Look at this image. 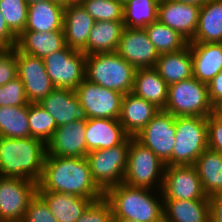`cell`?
Segmentation results:
<instances>
[{
	"mask_svg": "<svg viewBox=\"0 0 222 222\" xmlns=\"http://www.w3.org/2000/svg\"><path fill=\"white\" fill-rule=\"evenodd\" d=\"M37 191L72 194L93 201L104 197L92 179L86 157L46 155Z\"/></svg>",
	"mask_w": 222,
	"mask_h": 222,
	"instance_id": "6da1fadb",
	"label": "cell"
},
{
	"mask_svg": "<svg viewBox=\"0 0 222 222\" xmlns=\"http://www.w3.org/2000/svg\"><path fill=\"white\" fill-rule=\"evenodd\" d=\"M46 154V143L38 138L0 137V176L38 183Z\"/></svg>",
	"mask_w": 222,
	"mask_h": 222,
	"instance_id": "7a4b0ae2",
	"label": "cell"
},
{
	"mask_svg": "<svg viewBox=\"0 0 222 222\" xmlns=\"http://www.w3.org/2000/svg\"><path fill=\"white\" fill-rule=\"evenodd\" d=\"M151 189L121 183L109 188L104 198L110 203L114 219L138 222H164L163 204L150 193Z\"/></svg>",
	"mask_w": 222,
	"mask_h": 222,
	"instance_id": "3957f363",
	"label": "cell"
},
{
	"mask_svg": "<svg viewBox=\"0 0 222 222\" xmlns=\"http://www.w3.org/2000/svg\"><path fill=\"white\" fill-rule=\"evenodd\" d=\"M136 70L117 52L86 55L85 79L123 95L132 92Z\"/></svg>",
	"mask_w": 222,
	"mask_h": 222,
	"instance_id": "277c9868",
	"label": "cell"
},
{
	"mask_svg": "<svg viewBox=\"0 0 222 222\" xmlns=\"http://www.w3.org/2000/svg\"><path fill=\"white\" fill-rule=\"evenodd\" d=\"M175 144L165 166L194 165L208 147L207 117H175Z\"/></svg>",
	"mask_w": 222,
	"mask_h": 222,
	"instance_id": "5b68a950",
	"label": "cell"
},
{
	"mask_svg": "<svg viewBox=\"0 0 222 222\" xmlns=\"http://www.w3.org/2000/svg\"><path fill=\"white\" fill-rule=\"evenodd\" d=\"M164 111L175 117H208L213 114L208 85L194 77L169 85Z\"/></svg>",
	"mask_w": 222,
	"mask_h": 222,
	"instance_id": "8992f818",
	"label": "cell"
},
{
	"mask_svg": "<svg viewBox=\"0 0 222 222\" xmlns=\"http://www.w3.org/2000/svg\"><path fill=\"white\" fill-rule=\"evenodd\" d=\"M129 146L130 136L117 146L94 150L86 155L92 179L103 193L123 183Z\"/></svg>",
	"mask_w": 222,
	"mask_h": 222,
	"instance_id": "52a82bcc",
	"label": "cell"
},
{
	"mask_svg": "<svg viewBox=\"0 0 222 222\" xmlns=\"http://www.w3.org/2000/svg\"><path fill=\"white\" fill-rule=\"evenodd\" d=\"M164 170L165 164L157 155L135 137H130L123 183L132 187L152 189L153 185L155 186L154 182L156 181L157 183V180H161L158 182V184L160 183L159 188L161 189Z\"/></svg>",
	"mask_w": 222,
	"mask_h": 222,
	"instance_id": "ba28073f",
	"label": "cell"
},
{
	"mask_svg": "<svg viewBox=\"0 0 222 222\" xmlns=\"http://www.w3.org/2000/svg\"><path fill=\"white\" fill-rule=\"evenodd\" d=\"M46 71L55 88L74 90L85 79L86 55L66 45L43 58Z\"/></svg>",
	"mask_w": 222,
	"mask_h": 222,
	"instance_id": "9c48e42d",
	"label": "cell"
},
{
	"mask_svg": "<svg viewBox=\"0 0 222 222\" xmlns=\"http://www.w3.org/2000/svg\"><path fill=\"white\" fill-rule=\"evenodd\" d=\"M37 183L21 178L0 177V222H22Z\"/></svg>",
	"mask_w": 222,
	"mask_h": 222,
	"instance_id": "30bf717a",
	"label": "cell"
},
{
	"mask_svg": "<svg viewBox=\"0 0 222 222\" xmlns=\"http://www.w3.org/2000/svg\"><path fill=\"white\" fill-rule=\"evenodd\" d=\"M163 200H209L194 165L165 166Z\"/></svg>",
	"mask_w": 222,
	"mask_h": 222,
	"instance_id": "8fae6325",
	"label": "cell"
},
{
	"mask_svg": "<svg viewBox=\"0 0 222 222\" xmlns=\"http://www.w3.org/2000/svg\"><path fill=\"white\" fill-rule=\"evenodd\" d=\"M81 106L86 110L89 119H118L123 94L104 88L86 79L75 89Z\"/></svg>",
	"mask_w": 222,
	"mask_h": 222,
	"instance_id": "7c38bea8",
	"label": "cell"
},
{
	"mask_svg": "<svg viewBox=\"0 0 222 222\" xmlns=\"http://www.w3.org/2000/svg\"><path fill=\"white\" fill-rule=\"evenodd\" d=\"M17 76L24 85L29 103H40L55 88L42 58L21 52L15 46Z\"/></svg>",
	"mask_w": 222,
	"mask_h": 222,
	"instance_id": "4fadbf2b",
	"label": "cell"
},
{
	"mask_svg": "<svg viewBox=\"0 0 222 222\" xmlns=\"http://www.w3.org/2000/svg\"><path fill=\"white\" fill-rule=\"evenodd\" d=\"M175 132V116L159 110L135 138L165 164L172 156Z\"/></svg>",
	"mask_w": 222,
	"mask_h": 222,
	"instance_id": "5bb4252c",
	"label": "cell"
},
{
	"mask_svg": "<svg viewBox=\"0 0 222 222\" xmlns=\"http://www.w3.org/2000/svg\"><path fill=\"white\" fill-rule=\"evenodd\" d=\"M116 52L136 69L155 67L160 55L144 28L125 27Z\"/></svg>",
	"mask_w": 222,
	"mask_h": 222,
	"instance_id": "9a60e30c",
	"label": "cell"
},
{
	"mask_svg": "<svg viewBox=\"0 0 222 222\" xmlns=\"http://www.w3.org/2000/svg\"><path fill=\"white\" fill-rule=\"evenodd\" d=\"M86 121L75 120L57 127L46 143L47 154L83 158L89 153L86 144Z\"/></svg>",
	"mask_w": 222,
	"mask_h": 222,
	"instance_id": "2e32d148",
	"label": "cell"
},
{
	"mask_svg": "<svg viewBox=\"0 0 222 222\" xmlns=\"http://www.w3.org/2000/svg\"><path fill=\"white\" fill-rule=\"evenodd\" d=\"M199 11L200 6L164 0L158 4V20L190 42L198 27Z\"/></svg>",
	"mask_w": 222,
	"mask_h": 222,
	"instance_id": "e0dca14e",
	"label": "cell"
},
{
	"mask_svg": "<svg viewBox=\"0 0 222 222\" xmlns=\"http://www.w3.org/2000/svg\"><path fill=\"white\" fill-rule=\"evenodd\" d=\"M40 105L52 116L57 127L75 120L89 119L74 90L54 88Z\"/></svg>",
	"mask_w": 222,
	"mask_h": 222,
	"instance_id": "ac0fdd59",
	"label": "cell"
},
{
	"mask_svg": "<svg viewBox=\"0 0 222 222\" xmlns=\"http://www.w3.org/2000/svg\"><path fill=\"white\" fill-rule=\"evenodd\" d=\"M160 109L132 92L123 95L118 121L125 133L136 137Z\"/></svg>",
	"mask_w": 222,
	"mask_h": 222,
	"instance_id": "d6986e66",
	"label": "cell"
},
{
	"mask_svg": "<svg viewBox=\"0 0 222 222\" xmlns=\"http://www.w3.org/2000/svg\"><path fill=\"white\" fill-rule=\"evenodd\" d=\"M95 20L86 12L80 3L64 7L63 31L65 43L75 50H83L87 46L88 36Z\"/></svg>",
	"mask_w": 222,
	"mask_h": 222,
	"instance_id": "ffe728a7",
	"label": "cell"
},
{
	"mask_svg": "<svg viewBox=\"0 0 222 222\" xmlns=\"http://www.w3.org/2000/svg\"><path fill=\"white\" fill-rule=\"evenodd\" d=\"M85 132L88 152L117 146L128 137L118 119H88Z\"/></svg>",
	"mask_w": 222,
	"mask_h": 222,
	"instance_id": "44dd1931",
	"label": "cell"
},
{
	"mask_svg": "<svg viewBox=\"0 0 222 222\" xmlns=\"http://www.w3.org/2000/svg\"><path fill=\"white\" fill-rule=\"evenodd\" d=\"M192 56L193 77L209 84L222 69V43H188Z\"/></svg>",
	"mask_w": 222,
	"mask_h": 222,
	"instance_id": "7402d4cb",
	"label": "cell"
},
{
	"mask_svg": "<svg viewBox=\"0 0 222 222\" xmlns=\"http://www.w3.org/2000/svg\"><path fill=\"white\" fill-rule=\"evenodd\" d=\"M58 222H76L93 202L92 199L72 194L37 191Z\"/></svg>",
	"mask_w": 222,
	"mask_h": 222,
	"instance_id": "603a6c76",
	"label": "cell"
},
{
	"mask_svg": "<svg viewBox=\"0 0 222 222\" xmlns=\"http://www.w3.org/2000/svg\"><path fill=\"white\" fill-rule=\"evenodd\" d=\"M169 85L153 68H138L135 73L132 93L154 104L160 110L166 107Z\"/></svg>",
	"mask_w": 222,
	"mask_h": 222,
	"instance_id": "cb8c5ba5",
	"label": "cell"
},
{
	"mask_svg": "<svg viewBox=\"0 0 222 222\" xmlns=\"http://www.w3.org/2000/svg\"><path fill=\"white\" fill-rule=\"evenodd\" d=\"M64 6L46 0L28 5V17L24 31H63Z\"/></svg>",
	"mask_w": 222,
	"mask_h": 222,
	"instance_id": "d4e9b609",
	"label": "cell"
},
{
	"mask_svg": "<svg viewBox=\"0 0 222 222\" xmlns=\"http://www.w3.org/2000/svg\"><path fill=\"white\" fill-rule=\"evenodd\" d=\"M65 46L64 31H23L18 36L16 44L21 52L42 59Z\"/></svg>",
	"mask_w": 222,
	"mask_h": 222,
	"instance_id": "484cf974",
	"label": "cell"
},
{
	"mask_svg": "<svg viewBox=\"0 0 222 222\" xmlns=\"http://www.w3.org/2000/svg\"><path fill=\"white\" fill-rule=\"evenodd\" d=\"M154 68L168 85L192 78L193 67L189 44L180 51L160 54Z\"/></svg>",
	"mask_w": 222,
	"mask_h": 222,
	"instance_id": "4316f807",
	"label": "cell"
},
{
	"mask_svg": "<svg viewBox=\"0 0 222 222\" xmlns=\"http://www.w3.org/2000/svg\"><path fill=\"white\" fill-rule=\"evenodd\" d=\"M164 222H210L209 200H162Z\"/></svg>",
	"mask_w": 222,
	"mask_h": 222,
	"instance_id": "83f0119b",
	"label": "cell"
},
{
	"mask_svg": "<svg viewBox=\"0 0 222 222\" xmlns=\"http://www.w3.org/2000/svg\"><path fill=\"white\" fill-rule=\"evenodd\" d=\"M188 43H222V0H208L200 7L198 27Z\"/></svg>",
	"mask_w": 222,
	"mask_h": 222,
	"instance_id": "f1b7e54d",
	"label": "cell"
},
{
	"mask_svg": "<svg viewBox=\"0 0 222 222\" xmlns=\"http://www.w3.org/2000/svg\"><path fill=\"white\" fill-rule=\"evenodd\" d=\"M124 28L123 21H96L82 52L85 55L116 52Z\"/></svg>",
	"mask_w": 222,
	"mask_h": 222,
	"instance_id": "f546056e",
	"label": "cell"
},
{
	"mask_svg": "<svg viewBox=\"0 0 222 222\" xmlns=\"http://www.w3.org/2000/svg\"><path fill=\"white\" fill-rule=\"evenodd\" d=\"M194 166L207 197L222 194V155L207 147Z\"/></svg>",
	"mask_w": 222,
	"mask_h": 222,
	"instance_id": "4dcf8cb0",
	"label": "cell"
},
{
	"mask_svg": "<svg viewBox=\"0 0 222 222\" xmlns=\"http://www.w3.org/2000/svg\"><path fill=\"white\" fill-rule=\"evenodd\" d=\"M0 137H30L28 104L0 107Z\"/></svg>",
	"mask_w": 222,
	"mask_h": 222,
	"instance_id": "1f68e13d",
	"label": "cell"
},
{
	"mask_svg": "<svg viewBox=\"0 0 222 222\" xmlns=\"http://www.w3.org/2000/svg\"><path fill=\"white\" fill-rule=\"evenodd\" d=\"M156 0H128L123 4V23L128 28H145L158 20Z\"/></svg>",
	"mask_w": 222,
	"mask_h": 222,
	"instance_id": "d6a6232c",
	"label": "cell"
},
{
	"mask_svg": "<svg viewBox=\"0 0 222 222\" xmlns=\"http://www.w3.org/2000/svg\"><path fill=\"white\" fill-rule=\"evenodd\" d=\"M144 29L159 54L177 52L188 45L185 38L159 20L147 25Z\"/></svg>",
	"mask_w": 222,
	"mask_h": 222,
	"instance_id": "836d02e7",
	"label": "cell"
},
{
	"mask_svg": "<svg viewBox=\"0 0 222 222\" xmlns=\"http://www.w3.org/2000/svg\"><path fill=\"white\" fill-rule=\"evenodd\" d=\"M30 137H35L47 143L53 136L57 125L52 116L40 103L28 104Z\"/></svg>",
	"mask_w": 222,
	"mask_h": 222,
	"instance_id": "e575fe53",
	"label": "cell"
},
{
	"mask_svg": "<svg viewBox=\"0 0 222 222\" xmlns=\"http://www.w3.org/2000/svg\"><path fill=\"white\" fill-rule=\"evenodd\" d=\"M86 12L96 21H123V4L118 0H81Z\"/></svg>",
	"mask_w": 222,
	"mask_h": 222,
	"instance_id": "d590c367",
	"label": "cell"
},
{
	"mask_svg": "<svg viewBox=\"0 0 222 222\" xmlns=\"http://www.w3.org/2000/svg\"><path fill=\"white\" fill-rule=\"evenodd\" d=\"M0 12L8 28L18 37L25 30L27 23V2L25 0H0Z\"/></svg>",
	"mask_w": 222,
	"mask_h": 222,
	"instance_id": "8d00e7d4",
	"label": "cell"
},
{
	"mask_svg": "<svg viewBox=\"0 0 222 222\" xmlns=\"http://www.w3.org/2000/svg\"><path fill=\"white\" fill-rule=\"evenodd\" d=\"M29 104L23 82L17 76L12 81L0 86L1 106H24Z\"/></svg>",
	"mask_w": 222,
	"mask_h": 222,
	"instance_id": "74e56055",
	"label": "cell"
},
{
	"mask_svg": "<svg viewBox=\"0 0 222 222\" xmlns=\"http://www.w3.org/2000/svg\"><path fill=\"white\" fill-rule=\"evenodd\" d=\"M76 222H114L110 203L104 197L93 201Z\"/></svg>",
	"mask_w": 222,
	"mask_h": 222,
	"instance_id": "f35d334b",
	"label": "cell"
},
{
	"mask_svg": "<svg viewBox=\"0 0 222 222\" xmlns=\"http://www.w3.org/2000/svg\"><path fill=\"white\" fill-rule=\"evenodd\" d=\"M22 222H58L46 202L36 193L30 200Z\"/></svg>",
	"mask_w": 222,
	"mask_h": 222,
	"instance_id": "ab89813d",
	"label": "cell"
},
{
	"mask_svg": "<svg viewBox=\"0 0 222 222\" xmlns=\"http://www.w3.org/2000/svg\"><path fill=\"white\" fill-rule=\"evenodd\" d=\"M17 77L15 47L11 50H0V86Z\"/></svg>",
	"mask_w": 222,
	"mask_h": 222,
	"instance_id": "60d3db41",
	"label": "cell"
},
{
	"mask_svg": "<svg viewBox=\"0 0 222 222\" xmlns=\"http://www.w3.org/2000/svg\"><path fill=\"white\" fill-rule=\"evenodd\" d=\"M207 145L222 155V121L213 114L207 117Z\"/></svg>",
	"mask_w": 222,
	"mask_h": 222,
	"instance_id": "b9f144b4",
	"label": "cell"
},
{
	"mask_svg": "<svg viewBox=\"0 0 222 222\" xmlns=\"http://www.w3.org/2000/svg\"><path fill=\"white\" fill-rule=\"evenodd\" d=\"M17 36L8 28L4 16L0 12V50H11L17 44Z\"/></svg>",
	"mask_w": 222,
	"mask_h": 222,
	"instance_id": "7bdbcfd3",
	"label": "cell"
},
{
	"mask_svg": "<svg viewBox=\"0 0 222 222\" xmlns=\"http://www.w3.org/2000/svg\"><path fill=\"white\" fill-rule=\"evenodd\" d=\"M208 93L213 105L222 101V69L208 84Z\"/></svg>",
	"mask_w": 222,
	"mask_h": 222,
	"instance_id": "ee69618b",
	"label": "cell"
},
{
	"mask_svg": "<svg viewBox=\"0 0 222 222\" xmlns=\"http://www.w3.org/2000/svg\"><path fill=\"white\" fill-rule=\"evenodd\" d=\"M210 222H222V194L209 198Z\"/></svg>",
	"mask_w": 222,
	"mask_h": 222,
	"instance_id": "f6af8a7d",
	"label": "cell"
},
{
	"mask_svg": "<svg viewBox=\"0 0 222 222\" xmlns=\"http://www.w3.org/2000/svg\"><path fill=\"white\" fill-rule=\"evenodd\" d=\"M213 115L222 121V101L213 105Z\"/></svg>",
	"mask_w": 222,
	"mask_h": 222,
	"instance_id": "bcb514c9",
	"label": "cell"
},
{
	"mask_svg": "<svg viewBox=\"0 0 222 222\" xmlns=\"http://www.w3.org/2000/svg\"><path fill=\"white\" fill-rule=\"evenodd\" d=\"M174 1L182 2V3H185V4H192V5H196V6H200L201 7L208 0H174Z\"/></svg>",
	"mask_w": 222,
	"mask_h": 222,
	"instance_id": "7dc6e473",
	"label": "cell"
},
{
	"mask_svg": "<svg viewBox=\"0 0 222 222\" xmlns=\"http://www.w3.org/2000/svg\"><path fill=\"white\" fill-rule=\"evenodd\" d=\"M53 2L59 3L64 7L73 3H79L81 0H52Z\"/></svg>",
	"mask_w": 222,
	"mask_h": 222,
	"instance_id": "c3c4849f",
	"label": "cell"
},
{
	"mask_svg": "<svg viewBox=\"0 0 222 222\" xmlns=\"http://www.w3.org/2000/svg\"><path fill=\"white\" fill-rule=\"evenodd\" d=\"M114 222H138L131 219H114Z\"/></svg>",
	"mask_w": 222,
	"mask_h": 222,
	"instance_id": "681fc988",
	"label": "cell"
},
{
	"mask_svg": "<svg viewBox=\"0 0 222 222\" xmlns=\"http://www.w3.org/2000/svg\"><path fill=\"white\" fill-rule=\"evenodd\" d=\"M25 1L27 2L28 5H31V4L46 1V0H25Z\"/></svg>",
	"mask_w": 222,
	"mask_h": 222,
	"instance_id": "f907efd6",
	"label": "cell"
},
{
	"mask_svg": "<svg viewBox=\"0 0 222 222\" xmlns=\"http://www.w3.org/2000/svg\"><path fill=\"white\" fill-rule=\"evenodd\" d=\"M119 2H121L122 4H125L128 0H118Z\"/></svg>",
	"mask_w": 222,
	"mask_h": 222,
	"instance_id": "816d5d0a",
	"label": "cell"
}]
</instances>
